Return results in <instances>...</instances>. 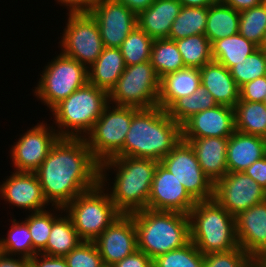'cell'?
Segmentation results:
<instances>
[{"instance_id": "1", "label": "cell", "mask_w": 266, "mask_h": 267, "mask_svg": "<svg viewBox=\"0 0 266 267\" xmlns=\"http://www.w3.org/2000/svg\"><path fill=\"white\" fill-rule=\"evenodd\" d=\"M35 173L46 201L64 208L99 184L100 163L84 138L59 137Z\"/></svg>"}, {"instance_id": "2", "label": "cell", "mask_w": 266, "mask_h": 267, "mask_svg": "<svg viewBox=\"0 0 266 267\" xmlns=\"http://www.w3.org/2000/svg\"><path fill=\"white\" fill-rule=\"evenodd\" d=\"M158 163L159 161L149 158L122 156L110 158L100 164L99 184L108 192L121 214L130 215L147 209ZM111 174H114L113 177Z\"/></svg>"}, {"instance_id": "3", "label": "cell", "mask_w": 266, "mask_h": 267, "mask_svg": "<svg viewBox=\"0 0 266 267\" xmlns=\"http://www.w3.org/2000/svg\"><path fill=\"white\" fill-rule=\"evenodd\" d=\"M181 125L161 107H133V117L124 146L123 157L149 158L160 161L181 141Z\"/></svg>"}, {"instance_id": "4", "label": "cell", "mask_w": 266, "mask_h": 267, "mask_svg": "<svg viewBox=\"0 0 266 267\" xmlns=\"http://www.w3.org/2000/svg\"><path fill=\"white\" fill-rule=\"evenodd\" d=\"M130 215L135 223L138 250L152 260L191 241L187 214L145 209Z\"/></svg>"}, {"instance_id": "5", "label": "cell", "mask_w": 266, "mask_h": 267, "mask_svg": "<svg viewBox=\"0 0 266 267\" xmlns=\"http://www.w3.org/2000/svg\"><path fill=\"white\" fill-rule=\"evenodd\" d=\"M108 104V92L87 83L49 111L52 125L59 137L84 138Z\"/></svg>"}, {"instance_id": "6", "label": "cell", "mask_w": 266, "mask_h": 267, "mask_svg": "<svg viewBox=\"0 0 266 267\" xmlns=\"http://www.w3.org/2000/svg\"><path fill=\"white\" fill-rule=\"evenodd\" d=\"M188 216L191 242L204 255L229 251L239 246L236 218L214 198L197 201Z\"/></svg>"}, {"instance_id": "7", "label": "cell", "mask_w": 266, "mask_h": 267, "mask_svg": "<svg viewBox=\"0 0 266 267\" xmlns=\"http://www.w3.org/2000/svg\"><path fill=\"white\" fill-rule=\"evenodd\" d=\"M64 211L82 241H95L122 215L100 184L76 196Z\"/></svg>"}, {"instance_id": "8", "label": "cell", "mask_w": 266, "mask_h": 267, "mask_svg": "<svg viewBox=\"0 0 266 267\" xmlns=\"http://www.w3.org/2000/svg\"><path fill=\"white\" fill-rule=\"evenodd\" d=\"M43 66L35 87H32L37 101L50 111L77 89L88 83V68L57 52L53 59ZM34 88V89H33Z\"/></svg>"}, {"instance_id": "9", "label": "cell", "mask_w": 266, "mask_h": 267, "mask_svg": "<svg viewBox=\"0 0 266 267\" xmlns=\"http://www.w3.org/2000/svg\"><path fill=\"white\" fill-rule=\"evenodd\" d=\"M133 117V107L108 104L84 137L94 158L101 164L122 157V147Z\"/></svg>"}, {"instance_id": "10", "label": "cell", "mask_w": 266, "mask_h": 267, "mask_svg": "<svg viewBox=\"0 0 266 267\" xmlns=\"http://www.w3.org/2000/svg\"><path fill=\"white\" fill-rule=\"evenodd\" d=\"M160 77L150 61L129 65L108 93L109 103L148 109L158 106Z\"/></svg>"}, {"instance_id": "11", "label": "cell", "mask_w": 266, "mask_h": 267, "mask_svg": "<svg viewBox=\"0 0 266 267\" xmlns=\"http://www.w3.org/2000/svg\"><path fill=\"white\" fill-rule=\"evenodd\" d=\"M57 44L60 52L89 68L104 49L97 22L89 13L67 14Z\"/></svg>"}, {"instance_id": "12", "label": "cell", "mask_w": 266, "mask_h": 267, "mask_svg": "<svg viewBox=\"0 0 266 267\" xmlns=\"http://www.w3.org/2000/svg\"><path fill=\"white\" fill-rule=\"evenodd\" d=\"M159 163L176 176L196 202L214 198V184L204 174L188 142L181 139Z\"/></svg>"}, {"instance_id": "13", "label": "cell", "mask_w": 266, "mask_h": 267, "mask_svg": "<svg viewBox=\"0 0 266 267\" xmlns=\"http://www.w3.org/2000/svg\"><path fill=\"white\" fill-rule=\"evenodd\" d=\"M36 121V125L27 127L25 132L19 134V138H16L9 149L13 171L35 172L59 138L52 124L45 120Z\"/></svg>"}, {"instance_id": "14", "label": "cell", "mask_w": 266, "mask_h": 267, "mask_svg": "<svg viewBox=\"0 0 266 267\" xmlns=\"http://www.w3.org/2000/svg\"><path fill=\"white\" fill-rule=\"evenodd\" d=\"M214 199L232 216L266 200V190L244 172H228L214 184Z\"/></svg>"}, {"instance_id": "15", "label": "cell", "mask_w": 266, "mask_h": 267, "mask_svg": "<svg viewBox=\"0 0 266 267\" xmlns=\"http://www.w3.org/2000/svg\"><path fill=\"white\" fill-rule=\"evenodd\" d=\"M89 14L98 24L104 47L119 48L137 26V15L113 0H97Z\"/></svg>"}, {"instance_id": "16", "label": "cell", "mask_w": 266, "mask_h": 267, "mask_svg": "<svg viewBox=\"0 0 266 267\" xmlns=\"http://www.w3.org/2000/svg\"><path fill=\"white\" fill-rule=\"evenodd\" d=\"M0 182V199L12 208H20L23 212L34 213L48 209L51 205L46 201L38 176L35 172H10ZM49 206V207H48Z\"/></svg>"}, {"instance_id": "17", "label": "cell", "mask_w": 266, "mask_h": 267, "mask_svg": "<svg viewBox=\"0 0 266 267\" xmlns=\"http://www.w3.org/2000/svg\"><path fill=\"white\" fill-rule=\"evenodd\" d=\"M196 201L188 194L181 182L158 163L151 185L147 209L175 211L189 214Z\"/></svg>"}, {"instance_id": "18", "label": "cell", "mask_w": 266, "mask_h": 267, "mask_svg": "<svg viewBox=\"0 0 266 267\" xmlns=\"http://www.w3.org/2000/svg\"><path fill=\"white\" fill-rule=\"evenodd\" d=\"M105 266H112L134 253L137 235L134 219L122 214L94 241Z\"/></svg>"}, {"instance_id": "19", "label": "cell", "mask_w": 266, "mask_h": 267, "mask_svg": "<svg viewBox=\"0 0 266 267\" xmlns=\"http://www.w3.org/2000/svg\"><path fill=\"white\" fill-rule=\"evenodd\" d=\"M182 138H229L235 131L234 108L217 105L192 115L181 125Z\"/></svg>"}, {"instance_id": "20", "label": "cell", "mask_w": 266, "mask_h": 267, "mask_svg": "<svg viewBox=\"0 0 266 267\" xmlns=\"http://www.w3.org/2000/svg\"><path fill=\"white\" fill-rule=\"evenodd\" d=\"M236 218L239 246L254 260L266 258V200L241 212Z\"/></svg>"}, {"instance_id": "21", "label": "cell", "mask_w": 266, "mask_h": 267, "mask_svg": "<svg viewBox=\"0 0 266 267\" xmlns=\"http://www.w3.org/2000/svg\"><path fill=\"white\" fill-rule=\"evenodd\" d=\"M193 148L204 174L215 184L227 171L228 138H182Z\"/></svg>"}, {"instance_id": "22", "label": "cell", "mask_w": 266, "mask_h": 267, "mask_svg": "<svg viewBox=\"0 0 266 267\" xmlns=\"http://www.w3.org/2000/svg\"><path fill=\"white\" fill-rule=\"evenodd\" d=\"M265 155V138L235 130L228 138L227 171L243 172Z\"/></svg>"}, {"instance_id": "23", "label": "cell", "mask_w": 266, "mask_h": 267, "mask_svg": "<svg viewBox=\"0 0 266 267\" xmlns=\"http://www.w3.org/2000/svg\"><path fill=\"white\" fill-rule=\"evenodd\" d=\"M181 8L178 0H155L137 15V26L153 39L168 38Z\"/></svg>"}, {"instance_id": "24", "label": "cell", "mask_w": 266, "mask_h": 267, "mask_svg": "<svg viewBox=\"0 0 266 267\" xmlns=\"http://www.w3.org/2000/svg\"><path fill=\"white\" fill-rule=\"evenodd\" d=\"M199 70L201 84L213 95L217 104L234 108L239 101V87L230 70L214 60Z\"/></svg>"}, {"instance_id": "25", "label": "cell", "mask_w": 266, "mask_h": 267, "mask_svg": "<svg viewBox=\"0 0 266 267\" xmlns=\"http://www.w3.org/2000/svg\"><path fill=\"white\" fill-rule=\"evenodd\" d=\"M201 85L199 68L185 67L160 78L158 107L167 110L177 99L190 96Z\"/></svg>"}, {"instance_id": "26", "label": "cell", "mask_w": 266, "mask_h": 267, "mask_svg": "<svg viewBox=\"0 0 266 267\" xmlns=\"http://www.w3.org/2000/svg\"><path fill=\"white\" fill-rule=\"evenodd\" d=\"M125 67L120 48L104 47L97 60L88 68V83L109 93Z\"/></svg>"}, {"instance_id": "27", "label": "cell", "mask_w": 266, "mask_h": 267, "mask_svg": "<svg viewBox=\"0 0 266 267\" xmlns=\"http://www.w3.org/2000/svg\"><path fill=\"white\" fill-rule=\"evenodd\" d=\"M240 12L217 0L208 7L204 35L211 44L219 39L239 33Z\"/></svg>"}, {"instance_id": "28", "label": "cell", "mask_w": 266, "mask_h": 267, "mask_svg": "<svg viewBox=\"0 0 266 267\" xmlns=\"http://www.w3.org/2000/svg\"><path fill=\"white\" fill-rule=\"evenodd\" d=\"M211 48L213 60L230 70L259 47L237 33L214 41Z\"/></svg>"}, {"instance_id": "29", "label": "cell", "mask_w": 266, "mask_h": 267, "mask_svg": "<svg viewBox=\"0 0 266 267\" xmlns=\"http://www.w3.org/2000/svg\"><path fill=\"white\" fill-rule=\"evenodd\" d=\"M81 241L71 218L64 211L53 222L46 247L40 253L65 257Z\"/></svg>"}, {"instance_id": "30", "label": "cell", "mask_w": 266, "mask_h": 267, "mask_svg": "<svg viewBox=\"0 0 266 267\" xmlns=\"http://www.w3.org/2000/svg\"><path fill=\"white\" fill-rule=\"evenodd\" d=\"M235 130L266 139V104L238 101L234 107Z\"/></svg>"}, {"instance_id": "31", "label": "cell", "mask_w": 266, "mask_h": 267, "mask_svg": "<svg viewBox=\"0 0 266 267\" xmlns=\"http://www.w3.org/2000/svg\"><path fill=\"white\" fill-rule=\"evenodd\" d=\"M213 95L201 84L190 96L177 99L167 110V114L182 125L192 115L217 106Z\"/></svg>"}, {"instance_id": "32", "label": "cell", "mask_w": 266, "mask_h": 267, "mask_svg": "<svg viewBox=\"0 0 266 267\" xmlns=\"http://www.w3.org/2000/svg\"><path fill=\"white\" fill-rule=\"evenodd\" d=\"M208 7L182 6L172 23L167 39L178 40L196 34H204L207 25Z\"/></svg>"}, {"instance_id": "33", "label": "cell", "mask_w": 266, "mask_h": 267, "mask_svg": "<svg viewBox=\"0 0 266 267\" xmlns=\"http://www.w3.org/2000/svg\"><path fill=\"white\" fill-rule=\"evenodd\" d=\"M63 212V207L51 206L47 210L25 215L24 221L28 225L32 239L33 256L36 253H40L46 247L53 222Z\"/></svg>"}, {"instance_id": "34", "label": "cell", "mask_w": 266, "mask_h": 267, "mask_svg": "<svg viewBox=\"0 0 266 267\" xmlns=\"http://www.w3.org/2000/svg\"><path fill=\"white\" fill-rule=\"evenodd\" d=\"M12 219H8L10 225L5 233L6 237H0V251L8 255L22 256L31 258L33 256V245L31 235L27 223L19 219V221L10 214Z\"/></svg>"}, {"instance_id": "35", "label": "cell", "mask_w": 266, "mask_h": 267, "mask_svg": "<svg viewBox=\"0 0 266 267\" xmlns=\"http://www.w3.org/2000/svg\"><path fill=\"white\" fill-rule=\"evenodd\" d=\"M150 62L160 78L168 73L185 68L176 42L167 38L154 39Z\"/></svg>"}, {"instance_id": "36", "label": "cell", "mask_w": 266, "mask_h": 267, "mask_svg": "<svg viewBox=\"0 0 266 267\" xmlns=\"http://www.w3.org/2000/svg\"><path fill=\"white\" fill-rule=\"evenodd\" d=\"M185 67L201 68L213 61L211 42L204 34L175 40Z\"/></svg>"}, {"instance_id": "37", "label": "cell", "mask_w": 266, "mask_h": 267, "mask_svg": "<svg viewBox=\"0 0 266 267\" xmlns=\"http://www.w3.org/2000/svg\"><path fill=\"white\" fill-rule=\"evenodd\" d=\"M153 41L152 37L136 26L119 47L125 65L150 61Z\"/></svg>"}, {"instance_id": "38", "label": "cell", "mask_w": 266, "mask_h": 267, "mask_svg": "<svg viewBox=\"0 0 266 267\" xmlns=\"http://www.w3.org/2000/svg\"><path fill=\"white\" fill-rule=\"evenodd\" d=\"M266 32V4L240 11L239 33L258 47Z\"/></svg>"}, {"instance_id": "39", "label": "cell", "mask_w": 266, "mask_h": 267, "mask_svg": "<svg viewBox=\"0 0 266 267\" xmlns=\"http://www.w3.org/2000/svg\"><path fill=\"white\" fill-rule=\"evenodd\" d=\"M153 267H204V254L190 241L185 246L158 255Z\"/></svg>"}, {"instance_id": "40", "label": "cell", "mask_w": 266, "mask_h": 267, "mask_svg": "<svg viewBox=\"0 0 266 267\" xmlns=\"http://www.w3.org/2000/svg\"><path fill=\"white\" fill-rule=\"evenodd\" d=\"M230 73L239 88L258 77L266 76V51L258 48L233 66Z\"/></svg>"}, {"instance_id": "41", "label": "cell", "mask_w": 266, "mask_h": 267, "mask_svg": "<svg viewBox=\"0 0 266 267\" xmlns=\"http://www.w3.org/2000/svg\"><path fill=\"white\" fill-rule=\"evenodd\" d=\"M64 258L69 267L105 266L94 241H81Z\"/></svg>"}, {"instance_id": "42", "label": "cell", "mask_w": 266, "mask_h": 267, "mask_svg": "<svg viewBox=\"0 0 266 267\" xmlns=\"http://www.w3.org/2000/svg\"><path fill=\"white\" fill-rule=\"evenodd\" d=\"M254 259L240 246L204 255V267H251Z\"/></svg>"}, {"instance_id": "43", "label": "cell", "mask_w": 266, "mask_h": 267, "mask_svg": "<svg viewBox=\"0 0 266 267\" xmlns=\"http://www.w3.org/2000/svg\"><path fill=\"white\" fill-rule=\"evenodd\" d=\"M266 96V76L245 83L239 88V101L263 102Z\"/></svg>"}, {"instance_id": "44", "label": "cell", "mask_w": 266, "mask_h": 267, "mask_svg": "<svg viewBox=\"0 0 266 267\" xmlns=\"http://www.w3.org/2000/svg\"><path fill=\"white\" fill-rule=\"evenodd\" d=\"M111 267H153L152 259L143 251L136 250L134 253L115 263Z\"/></svg>"}, {"instance_id": "45", "label": "cell", "mask_w": 266, "mask_h": 267, "mask_svg": "<svg viewBox=\"0 0 266 267\" xmlns=\"http://www.w3.org/2000/svg\"><path fill=\"white\" fill-rule=\"evenodd\" d=\"M55 4L65 7L66 14L89 13L97 0H54Z\"/></svg>"}, {"instance_id": "46", "label": "cell", "mask_w": 266, "mask_h": 267, "mask_svg": "<svg viewBox=\"0 0 266 267\" xmlns=\"http://www.w3.org/2000/svg\"><path fill=\"white\" fill-rule=\"evenodd\" d=\"M243 172L266 190V155Z\"/></svg>"}, {"instance_id": "47", "label": "cell", "mask_w": 266, "mask_h": 267, "mask_svg": "<svg viewBox=\"0 0 266 267\" xmlns=\"http://www.w3.org/2000/svg\"><path fill=\"white\" fill-rule=\"evenodd\" d=\"M32 267H69L64 257L36 253L30 258Z\"/></svg>"}, {"instance_id": "48", "label": "cell", "mask_w": 266, "mask_h": 267, "mask_svg": "<svg viewBox=\"0 0 266 267\" xmlns=\"http://www.w3.org/2000/svg\"><path fill=\"white\" fill-rule=\"evenodd\" d=\"M0 267H32V263L29 258L8 255L0 251Z\"/></svg>"}, {"instance_id": "49", "label": "cell", "mask_w": 266, "mask_h": 267, "mask_svg": "<svg viewBox=\"0 0 266 267\" xmlns=\"http://www.w3.org/2000/svg\"><path fill=\"white\" fill-rule=\"evenodd\" d=\"M113 1L124 4L136 15H138L141 11L146 10L149 6H151L155 0H113Z\"/></svg>"}, {"instance_id": "50", "label": "cell", "mask_w": 266, "mask_h": 267, "mask_svg": "<svg viewBox=\"0 0 266 267\" xmlns=\"http://www.w3.org/2000/svg\"><path fill=\"white\" fill-rule=\"evenodd\" d=\"M236 11H243L262 4V0H220Z\"/></svg>"}, {"instance_id": "51", "label": "cell", "mask_w": 266, "mask_h": 267, "mask_svg": "<svg viewBox=\"0 0 266 267\" xmlns=\"http://www.w3.org/2000/svg\"><path fill=\"white\" fill-rule=\"evenodd\" d=\"M185 7H209L217 0H178Z\"/></svg>"}, {"instance_id": "52", "label": "cell", "mask_w": 266, "mask_h": 267, "mask_svg": "<svg viewBox=\"0 0 266 267\" xmlns=\"http://www.w3.org/2000/svg\"><path fill=\"white\" fill-rule=\"evenodd\" d=\"M251 267H266L265 259L254 260Z\"/></svg>"}, {"instance_id": "53", "label": "cell", "mask_w": 266, "mask_h": 267, "mask_svg": "<svg viewBox=\"0 0 266 267\" xmlns=\"http://www.w3.org/2000/svg\"><path fill=\"white\" fill-rule=\"evenodd\" d=\"M259 48H261L264 51H266V32H265V35H264L263 42H262V44H261V46Z\"/></svg>"}]
</instances>
